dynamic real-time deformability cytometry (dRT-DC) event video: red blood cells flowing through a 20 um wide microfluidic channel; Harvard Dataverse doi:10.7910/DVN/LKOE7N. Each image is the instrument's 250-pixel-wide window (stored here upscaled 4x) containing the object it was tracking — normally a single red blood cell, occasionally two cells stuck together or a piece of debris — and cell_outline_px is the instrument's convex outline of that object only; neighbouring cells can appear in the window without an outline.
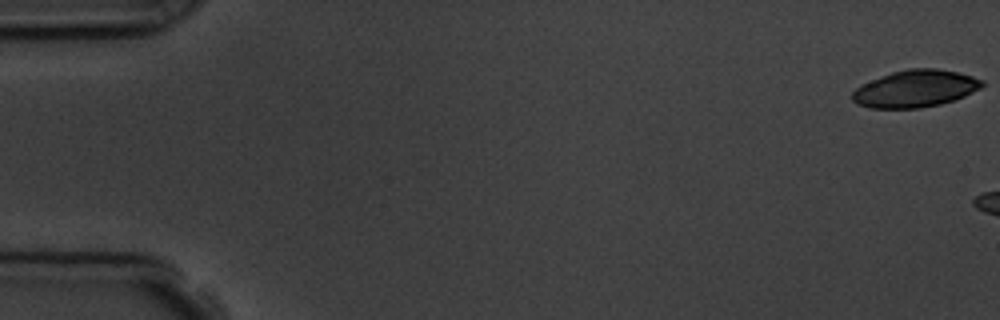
{"species": "common noctule bat (a hibernating species)", "species_latin": "Nyctalus noctula", "temperature_condition": "room temperature", "stored_images_in_passage": 3, "camera_frame_rate_fps": 3000, "um_per_image_px": 0.085, "animal": {"sex": "male", "body_mass_g": 19.5, "forearm_length_mm": 54.6}, "frame": {"image": 1, "passage_image": 1, "time_ms": 0.0, "image_size_px": [1000, 320], "cell_outline_px": [[984, 84], [980, 88], [964, 96], [940, 104], [920, 108], [868, 108], [856, 104], [852, 100], [852, 92], [860, 84], [892, 72], [908, 68], [936, 68], [956, 72], [972, 76], [984, 80]], "centroid_in_image_um": [77.76, 7.54], "position_along_channel_um": 7.2, "area_um2": 28.09}}